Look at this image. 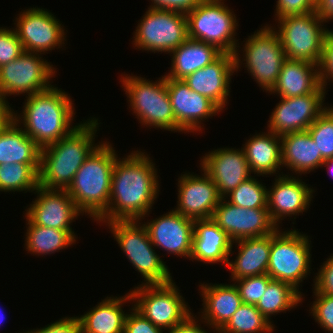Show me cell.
<instances>
[{
	"mask_svg": "<svg viewBox=\"0 0 333 333\" xmlns=\"http://www.w3.org/2000/svg\"><path fill=\"white\" fill-rule=\"evenodd\" d=\"M274 328L255 305L242 303L218 333H272Z\"/></svg>",
	"mask_w": 333,
	"mask_h": 333,
	"instance_id": "d590c367",
	"label": "cell"
},
{
	"mask_svg": "<svg viewBox=\"0 0 333 333\" xmlns=\"http://www.w3.org/2000/svg\"><path fill=\"white\" fill-rule=\"evenodd\" d=\"M271 233V250L267 274L273 279L291 284L299 291V285L311 272V246L306 234L296 229Z\"/></svg>",
	"mask_w": 333,
	"mask_h": 333,
	"instance_id": "9c48e42d",
	"label": "cell"
},
{
	"mask_svg": "<svg viewBox=\"0 0 333 333\" xmlns=\"http://www.w3.org/2000/svg\"><path fill=\"white\" fill-rule=\"evenodd\" d=\"M11 29L0 27V67L15 60L24 52L15 27Z\"/></svg>",
	"mask_w": 333,
	"mask_h": 333,
	"instance_id": "60d3db41",
	"label": "cell"
},
{
	"mask_svg": "<svg viewBox=\"0 0 333 333\" xmlns=\"http://www.w3.org/2000/svg\"><path fill=\"white\" fill-rule=\"evenodd\" d=\"M233 241L212 219L194 221L192 252L189 260L204 263L223 262L227 265L232 254Z\"/></svg>",
	"mask_w": 333,
	"mask_h": 333,
	"instance_id": "d4e9b609",
	"label": "cell"
},
{
	"mask_svg": "<svg viewBox=\"0 0 333 333\" xmlns=\"http://www.w3.org/2000/svg\"><path fill=\"white\" fill-rule=\"evenodd\" d=\"M188 38L212 44L223 53L234 54L240 46L235 36L238 22L224 0H201L186 13Z\"/></svg>",
	"mask_w": 333,
	"mask_h": 333,
	"instance_id": "ba28073f",
	"label": "cell"
},
{
	"mask_svg": "<svg viewBox=\"0 0 333 333\" xmlns=\"http://www.w3.org/2000/svg\"><path fill=\"white\" fill-rule=\"evenodd\" d=\"M12 119L0 131V164L40 163L41 148Z\"/></svg>",
	"mask_w": 333,
	"mask_h": 333,
	"instance_id": "1f68e13d",
	"label": "cell"
},
{
	"mask_svg": "<svg viewBox=\"0 0 333 333\" xmlns=\"http://www.w3.org/2000/svg\"><path fill=\"white\" fill-rule=\"evenodd\" d=\"M39 53L24 51L15 60L0 67V98L32 95L51 88V78L57 72Z\"/></svg>",
	"mask_w": 333,
	"mask_h": 333,
	"instance_id": "4fadbf2b",
	"label": "cell"
},
{
	"mask_svg": "<svg viewBox=\"0 0 333 333\" xmlns=\"http://www.w3.org/2000/svg\"><path fill=\"white\" fill-rule=\"evenodd\" d=\"M326 89L320 85L313 93L297 97H280L271 113L267 130L278 136L307 131L328 108L324 106Z\"/></svg>",
	"mask_w": 333,
	"mask_h": 333,
	"instance_id": "5bb4252c",
	"label": "cell"
},
{
	"mask_svg": "<svg viewBox=\"0 0 333 333\" xmlns=\"http://www.w3.org/2000/svg\"><path fill=\"white\" fill-rule=\"evenodd\" d=\"M121 76L122 88L139 123L151 128L184 132L176 123L165 75L156 82L128 74Z\"/></svg>",
	"mask_w": 333,
	"mask_h": 333,
	"instance_id": "5b68a950",
	"label": "cell"
},
{
	"mask_svg": "<svg viewBox=\"0 0 333 333\" xmlns=\"http://www.w3.org/2000/svg\"><path fill=\"white\" fill-rule=\"evenodd\" d=\"M267 190L262 182L255 179V176H251L227 194L225 199L231 204L242 208L267 209Z\"/></svg>",
	"mask_w": 333,
	"mask_h": 333,
	"instance_id": "8d00e7d4",
	"label": "cell"
},
{
	"mask_svg": "<svg viewBox=\"0 0 333 333\" xmlns=\"http://www.w3.org/2000/svg\"><path fill=\"white\" fill-rule=\"evenodd\" d=\"M321 85L326 88L327 81L333 82V31L331 30L324 42L322 57L318 66ZM331 79V80H330Z\"/></svg>",
	"mask_w": 333,
	"mask_h": 333,
	"instance_id": "ee69618b",
	"label": "cell"
},
{
	"mask_svg": "<svg viewBox=\"0 0 333 333\" xmlns=\"http://www.w3.org/2000/svg\"><path fill=\"white\" fill-rule=\"evenodd\" d=\"M98 121L95 117L81 121L70 134L41 149L40 187L68 189L80 166L99 146L94 140L100 124Z\"/></svg>",
	"mask_w": 333,
	"mask_h": 333,
	"instance_id": "3957f363",
	"label": "cell"
},
{
	"mask_svg": "<svg viewBox=\"0 0 333 333\" xmlns=\"http://www.w3.org/2000/svg\"><path fill=\"white\" fill-rule=\"evenodd\" d=\"M106 225L132 266L144 278L142 285L164 284L173 280L166 262L153 249L147 229L140 220H114Z\"/></svg>",
	"mask_w": 333,
	"mask_h": 333,
	"instance_id": "8992f818",
	"label": "cell"
},
{
	"mask_svg": "<svg viewBox=\"0 0 333 333\" xmlns=\"http://www.w3.org/2000/svg\"><path fill=\"white\" fill-rule=\"evenodd\" d=\"M26 98L21 115L13 111V119L19 125L23 123L25 133L41 149L57 142L78 127L79 123L72 126L74 103L62 88L60 90L53 86Z\"/></svg>",
	"mask_w": 333,
	"mask_h": 333,
	"instance_id": "7a4b0ae2",
	"label": "cell"
},
{
	"mask_svg": "<svg viewBox=\"0 0 333 333\" xmlns=\"http://www.w3.org/2000/svg\"><path fill=\"white\" fill-rule=\"evenodd\" d=\"M27 232L25 248L33 255H49L71 246L76 242L73 230H59L33 224L26 216Z\"/></svg>",
	"mask_w": 333,
	"mask_h": 333,
	"instance_id": "d6a6232c",
	"label": "cell"
},
{
	"mask_svg": "<svg viewBox=\"0 0 333 333\" xmlns=\"http://www.w3.org/2000/svg\"><path fill=\"white\" fill-rule=\"evenodd\" d=\"M50 333H81L79 316L63 317L54 323H50Z\"/></svg>",
	"mask_w": 333,
	"mask_h": 333,
	"instance_id": "7dc6e473",
	"label": "cell"
},
{
	"mask_svg": "<svg viewBox=\"0 0 333 333\" xmlns=\"http://www.w3.org/2000/svg\"><path fill=\"white\" fill-rule=\"evenodd\" d=\"M315 12L325 23L333 20V0H316Z\"/></svg>",
	"mask_w": 333,
	"mask_h": 333,
	"instance_id": "681fc988",
	"label": "cell"
},
{
	"mask_svg": "<svg viewBox=\"0 0 333 333\" xmlns=\"http://www.w3.org/2000/svg\"><path fill=\"white\" fill-rule=\"evenodd\" d=\"M244 42L242 48L244 59L238 55L239 48L233 54L235 71L237 72L245 61L243 65L246 64L244 67L248 73L269 93L277 82L283 62L287 59L280 37L272 26L266 25L255 31Z\"/></svg>",
	"mask_w": 333,
	"mask_h": 333,
	"instance_id": "52a82bcc",
	"label": "cell"
},
{
	"mask_svg": "<svg viewBox=\"0 0 333 333\" xmlns=\"http://www.w3.org/2000/svg\"><path fill=\"white\" fill-rule=\"evenodd\" d=\"M200 161V169L214 181L222 198L252 176L242 148H217Z\"/></svg>",
	"mask_w": 333,
	"mask_h": 333,
	"instance_id": "44dd1931",
	"label": "cell"
},
{
	"mask_svg": "<svg viewBox=\"0 0 333 333\" xmlns=\"http://www.w3.org/2000/svg\"><path fill=\"white\" fill-rule=\"evenodd\" d=\"M315 301L311 305V315L322 329L333 333V296L313 292Z\"/></svg>",
	"mask_w": 333,
	"mask_h": 333,
	"instance_id": "ab89813d",
	"label": "cell"
},
{
	"mask_svg": "<svg viewBox=\"0 0 333 333\" xmlns=\"http://www.w3.org/2000/svg\"><path fill=\"white\" fill-rule=\"evenodd\" d=\"M145 13L133 35L139 50L168 54L188 38L185 13L149 7Z\"/></svg>",
	"mask_w": 333,
	"mask_h": 333,
	"instance_id": "7c38bea8",
	"label": "cell"
},
{
	"mask_svg": "<svg viewBox=\"0 0 333 333\" xmlns=\"http://www.w3.org/2000/svg\"><path fill=\"white\" fill-rule=\"evenodd\" d=\"M273 279L268 274L244 277L235 280V285L239 290L240 297L244 304L256 305L264 294L267 285ZM237 283V284H236Z\"/></svg>",
	"mask_w": 333,
	"mask_h": 333,
	"instance_id": "f35d334b",
	"label": "cell"
},
{
	"mask_svg": "<svg viewBox=\"0 0 333 333\" xmlns=\"http://www.w3.org/2000/svg\"><path fill=\"white\" fill-rule=\"evenodd\" d=\"M149 8L173 10L188 13L193 10L201 0H151ZM153 4V5H152Z\"/></svg>",
	"mask_w": 333,
	"mask_h": 333,
	"instance_id": "bcb514c9",
	"label": "cell"
},
{
	"mask_svg": "<svg viewBox=\"0 0 333 333\" xmlns=\"http://www.w3.org/2000/svg\"><path fill=\"white\" fill-rule=\"evenodd\" d=\"M43 9L29 8L16 17L15 30L24 51L44 55L56 47L62 48L67 40L64 25L51 12Z\"/></svg>",
	"mask_w": 333,
	"mask_h": 333,
	"instance_id": "9a60e30c",
	"label": "cell"
},
{
	"mask_svg": "<svg viewBox=\"0 0 333 333\" xmlns=\"http://www.w3.org/2000/svg\"><path fill=\"white\" fill-rule=\"evenodd\" d=\"M328 108L307 129L324 160L333 157V106Z\"/></svg>",
	"mask_w": 333,
	"mask_h": 333,
	"instance_id": "74e56055",
	"label": "cell"
},
{
	"mask_svg": "<svg viewBox=\"0 0 333 333\" xmlns=\"http://www.w3.org/2000/svg\"><path fill=\"white\" fill-rule=\"evenodd\" d=\"M9 104L7 100L0 98V131L13 119L14 110Z\"/></svg>",
	"mask_w": 333,
	"mask_h": 333,
	"instance_id": "f907efd6",
	"label": "cell"
},
{
	"mask_svg": "<svg viewBox=\"0 0 333 333\" xmlns=\"http://www.w3.org/2000/svg\"><path fill=\"white\" fill-rule=\"evenodd\" d=\"M124 296H107L90 308L89 312L81 315V333H123L128 312L125 313L122 307L127 301L133 300L130 291Z\"/></svg>",
	"mask_w": 333,
	"mask_h": 333,
	"instance_id": "f1b7e54d",
	"label": "cell"
},
{
	"mask_svg": "<svg viewBox=\"0 0 333 333\" xmlns=\"http://www.w3.org/2000/svg\"><path fill=\"white\" fill-rule=\"evenodd\" d=\"M320 85L318 65L286 59L277 82L269 93L286 98L297 97L313 93Z\"/></svg>",
	"mask_w": 333,
	"mask_h": 333,
	"instance_id": "83f0119b",
	"label": "cell"
},
{
	"mask_svg": "<svg viewBox=\"0 0 333 333\" xmlns=\"http://www.w3.org/2000/svg\"><path fill=\"white\" fill-rule=\"evenodd\" d=\"M167 90L176 123L184 133L200 131L203 119L221 112L212 101L190 89L183 80L167 78Z\"/></svg>",
	"mask_w": 333,
	"mask_h": 333,
	"instance_id": "d6986e66",
	"label": "cell"
},
{
	"mask_svg": "<svg viewBox=\"0 0 333 333\" xmlns=\"http://www.w3.org/2000/svg\"><path fill=\"white\" fill-rule=\"evenodd\" d=\"M126 315L123 333H163L162 328L155 326L134 307Z\"/></svg>",
	"mask_w": 333,
	"mask_h": 333,
	"instance_id": "7bdbcfd3",
	"label": "cell"
},
{
	"mask_svg": "<svg viewBox=\"0 0 333 333\" xmlns=\"http://www.w3.org/2000/svg\"><path fill=\"white\" fill-rule=\"evenodd\" d=\"M276 2L275 21L289 15L307 14L316 9V0H278Z\"/></svg>",
	"mask_w": 333,
	"mask_h": 333,
	"instance_id": "b9f144b4",
	"label": "cell"
},
{
	"mask_svg": "<svg viewBox=\"0 0 333 333\" xmlns=\"http://www.w3.org/2000/svg\"><path fill=\"white\" fill-rule=\"evenodd\" d=\"M223 52L212 44L187 38L172 54L171 70L166 78L183 80L215 61Z\"/></svg>",
	"mask_w": 333,
	"mask_h": 333,
	"instance_id": "4dcf8cb0",
	"label": "cell"
},
{
	"mask_svg": "<svg viewBox=\"0 0 333 333\" xmlns=\"http://www.w3.org/2000/svg\"><path fill=\"white\" fill-rule=\"evenodd\" d=\"M234 242L244 238L262 237L278 227L271 221L268 209L235 206L222 198L211 217Z\"/></svg>",
	"mask_w": 333,
	"mask_h": 333,
	"instance_id": "2e32d148",
	"label": "cell"
},
{
	"mask_svg": "<svg viewBox=\"0 0 333 333\" xmlns=\"http://www.w3.org/2000/svg\"><path fill=\"white\" fill-rule=\"evenodd\" d=\"M320 267L314 279V292L333 296V254Z\"/></svg>",
	"mask_w": 333,
	"mask_h": 333,
	"instance_id": "f6af8a7d",
	"label": "cell"
},
{
	"mask_svg": "<svg viewBox=\"0 0 333 333\" xmlns=\"http://www.w3.org/2000/svg\"><path fill=\"white\" fill-rule=\"evenodd\" d=\"M277 21L278 28H273L280 37L286 58L319 66L325 39L331 31L324 27L325 21L315 11L285 16Z\"/></svg>",
	"mask_w": 333,
	"mask_h": 333,
	"instance_id": "30bf717a",
	"label": "cell"
},
{
	"mask_svg": "<svg viewBox=\"0 0 333 333\" xmlns=\"http://www.w3.org/2000/svg\"><path fill=\"white\" fill-rule=\"evenodd\" d=\"M200 175L189 172L178 178V201L174 209L192 220L210 219L222 197L210 176L202 169Z\"/></svg>",
	"mask_w": 333,
	"mask_h": 333,
	"instance_id": "e0dca14e",
	"label": "cell"
},
{
	"mask_svg": "<svg viewBox=\"0 0 333 333\" xmlns=\"http://www.w3.org/2000/svg\"><path fill=\"white\" fill-rule=\"evenodd\" d=\"M242 147L251 173L273 175L282 166L281 138L268 130V133L255 134Z\"/></svg>",
	"mask_w": 333,
	"mask_h": 333,
	"instance_id": "f546056e",
	"label": "cell"
},
{
	"mask_svg": "<svg viewBox=\"0 0 333 333\" xmlns=\"http://www.w3.org/2000/svg\"><path fill=\"white\" fill-rule=\"evenodd\" d=\"M35 192L37 198L25 210V216L35 225L72 230L71 223L83 215L66 190L38 186Z\"/></svg>",
	"mask_w": 333,
	"mask_h": 333,
	"instance_id": "ac0fdd59",
	"label": "cell"
},
{
	"mask_svg": "<svg viewBox=\"0 0 333 333\" xmlns=\"http://www.w3.org/2000/svg\"><path fill=\"white\" fill-rule=\"evenodd\" d=\"M22 333V332H21ZM24 333H50V324L42 328L33 329L31 331H26Z\"/></svg>",
	"mask_w": 333,
	"mask_h": 333,
	"instance_id": "f5cc1de1",
	"label": "cell"
},
{
	"mask_svg": "<svg viewBox=\"0 0 333 333\" xmlns=\"http://www.w3.org/2000/svg\"><path fill=\"white\" fill-rule=\"evenodd\" d=\"M203 298L201 322L215 329L218 333L241 306L242 299L235 283L199 285ZM204 319V321H203Z\"/></svg>",
	"mask_w": 333,
	"mask_h": 333,
	"instance_id": "cb8c5ba5",
	"label": "cell"
},
{
	"mask_svg": "<svg viewBox=\"0 0 333 333\" xmlns=\"http://www.w3.org/2000/svg\"><path fill=\"white\" fill-rule=\"evenodd\" d=\"M1 312V311H0ZM4 316V314H2L1 316H0V325H1V323H2V320H4L3 317Z\"/></svg>",
	"mask_w": 333,
	"mask_h": 333,
	"instance_id": "db71d44e",
	"label": "cell"
},
{
	"mask_svg": "<svg viewBox=\"0 0 333 333\" xmlns=\"http://www.w3.org/2000/svg\"><path fill=\"white\" fill-rule=\"evenodd\" d=\"M282 167L297 174L310 173L325 161L308 131L287 133L280 136Z\"/></svg>",
	"mask_w": 333,
	"mask_h": 333,
	"instance_id": "4316f807",
	"label": "cell"
},
{
	"mask_svg": "<svg viewBox=\"0 0 333 333\" xmlns=\"http://www.w3.org/2000/svg\"><path fill=\"white\" fill-rule=\"evenodd\" d=\"M39 171L40 163L0 164V191H35L39 186Z\"/></svg>",
	"mask_w": 333,
	"mask_h": 333,
	"instance_id": "e575fe53",
	"label": "cell"
},
{
	"mask_svg": "<svg viewBox=\"0 0 333 333\" xmlns=\"http://www.w3.org/2000/svg\"><path fill=\"white\" fill-rule=\"evenodd\" d=\"M156 248L167 253L190 258L192 252L194 220L186 218L174 209L143 224Z\"/></svg>",
	"mask_w": 333,
	"mask_h": 333,
	"instance_id": "7402d4cb",
	"label": "cell"
},
{
	"mask_svg": "<svg viewBox=\"0 0 333 333\" xmlns=\"http://www.w3.org/2000/svg\"><path fill=\"white\" fill-rule=\"evenodd\" d=\"M282 175V176H281ZM276 175L275 182L267 190V209L271 221L278 227L285 217H292L309 209L314 189L293 175ZM290 176V177H289ZM281 221V222H280Z\"/></svg>",
	"mask_w": 333,
	"mask_h": 333,
	"instance_id": "ffe728a7",
	"label": "cell"
},
{
	"mask_svg": "<svg viewBox=\"0 0 333 333\" xmlns=\"http://www.w3.org/2000/svg\"><path fill=\"white\" fill-rule=\"evenodd\" d=\"M233 243L239 246L234 261L228 260L232 281L267 274L271 250V234L262 237L244 238Z\"/></svg>",
	"mask_w": 333,
	"mask_h": 333,
	"instance_id": "484cf974",
	"label": "cell"
},
{
	"mask_svg": "<svg viewBox=\"0 0 333 333\" xmlns=\"http://www.w3.org/2000/svg\"><path fill=\"white\" fill-rule=\"evenodd\" d=\"M234 72V55L222 53L215 61L188 75L183 81L222 111L230 97L229 87Z\"/></svg>",
	"mask_w": 333,
	"mask_h": 333,
	"instance_id": "603a6c76",
	"label": "cell"
},
{
	"mask_svg": "<svg viewBox=\"0 0 333 333\" xmlns=\"http://www.w3.org/2000/svg\"><path fill=\"white\" fill-rule=\"evenodd\" d=\"M198 320L201 321V319H197V317L195 318L192 313L183 322H180L178 325L169 330L168 333H208L200 327V323L197 324Z\"/></svg>",
	"mask_w": 333,
	"mask_h": 333,
	"instance_id": "c3c4849f",
	"label": "cell"
},
{
	"mask_svg": "<svg viewBox=\"0 0 333 333\" xmlns=\"http://www.w3.org/2000/svg\"><path fill=\"white\" fill-rule=\"evenodd\" d=\"M117 158L110 142H99L66 190L79 210L94 221L108 209L113 167Z\"/></svg>",
	"mask_w": 333,
	"mask_h": 333,
	"instance_id": "277c9868",
	"label": "cell"
},
{
	"mask_svg": "<svg viewBox=\"0 0 333 333\" xmlns=\"http://www.w3.org/2000/svg\"><path fill=\"white\" fill-rule=\"evenodd\" d=\"M301 291L295 289L291 284L283 281L272 280L255 305L259 311L270 320L272 315L293 309L302 303L303 297Z\"/></svg>",
	"mask_w": 333,
	"mask_h": 333,
	"instance_id": "836d02e7",
	"label": "cell"
},
{
	"mask_svg": "<svg viewBox=\"0 0 333 333\" xmlns=\"http://www.w3.org/2000/svg\"><path fill=\"white\" fill-rule=\"evenodd\" d=\"M145 152L132 151L117 158L113 167L111 192L107 211L97 222L140 220L149 215L159 194L155 163Z\"/></svg>",
	"mask_w": 333,
	"mask_h": 333,
	"instance_id": "6da1fadb",
	"label": "cell"
},
{
	"mask_svg": "<svg viewBox=\"0 0 333 333\" xmlns=\"http://www.w3.org/2000/svg\"><path fill=\"white\" fill-rule=\"evenodd\" d=\"M327 167L328 171L330 172L331 176L333 177V157L326 159L323 163H322V167Z\"/></svg>",
	"mask_w": 333,
	"mask_h": 333,
	"instance_id": "816d5d0a",
	"label": "cell"
},
{
	"mask_svg": "<svg viewBox=\"0 0 333 333\" xmlns=\"http://www.w3.org/2000/svg\"><path fill=\"white\" fill-rule=\"evenodd\" d=\"M177 287L173 280L164 284L138 285L130 291L132 304L135 303L132 306L155 326L169 331L192 314Z\"/></svg>",
	"mask_w": 333,
	"mask_h": 333,
	"instance_id": "8fae6325",
	"label": "cell"
}]
</instances>
